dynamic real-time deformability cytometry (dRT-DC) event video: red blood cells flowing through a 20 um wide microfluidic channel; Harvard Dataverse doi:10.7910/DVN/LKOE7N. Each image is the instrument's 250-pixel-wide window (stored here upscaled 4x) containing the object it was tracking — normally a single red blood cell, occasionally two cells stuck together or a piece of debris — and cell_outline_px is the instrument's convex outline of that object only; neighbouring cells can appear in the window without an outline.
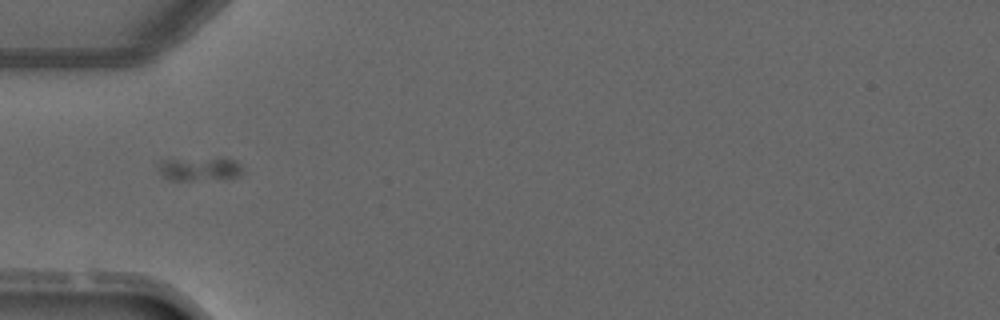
{"species": "common noctule bat (a hibernating species)", "species_latin": "Nyctalus noctula", "temperature_condition": "warm", "stored_images_in_passage": 4, "camera_frame_rate_fps": 3000, "um_per_image_px": 0.085, "animal": {"sex": "male", "forearm_length_mm": 52.5}, "frame": {"image": 1, "passage_image": 4, "time_ms": 3.667, "image_size_px": [1000, 320], "cell_outline_px": [[244, 172], [240, 176], [224, 180], [172, 180], [164, 176], [160, 172], [160, 164], [164, 160], [232, 160]], "centroid_in_image_um": [17.01, 14.44], "position_along_channel_um": 68.0, "area_um2": 10.87}}